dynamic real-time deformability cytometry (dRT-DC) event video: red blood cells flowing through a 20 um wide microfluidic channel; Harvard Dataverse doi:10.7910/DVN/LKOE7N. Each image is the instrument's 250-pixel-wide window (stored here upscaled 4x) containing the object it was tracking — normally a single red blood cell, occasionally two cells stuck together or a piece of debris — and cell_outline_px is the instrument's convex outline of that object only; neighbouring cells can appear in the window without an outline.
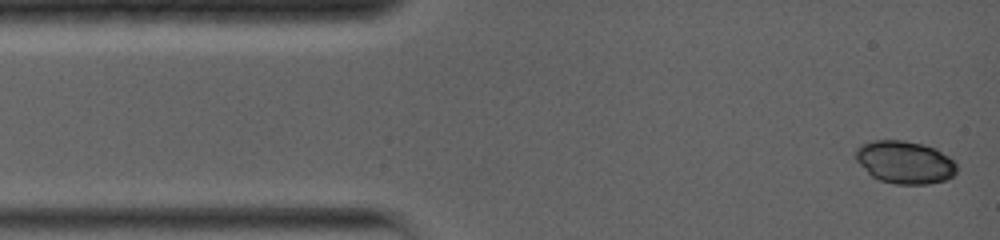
{"species": "common noctule bat (a hibernating species)", "species_latin": "Nyctalus noctula", "temperature_condition": "warm", "stored_images_in_passage": 6, "camera_frame_rate_fps": 5000, "um_per_image_px": 0.085, "animal": {"sex": "female", "body_mass_g": 19.0, "forearm_length_mm": 56.7}, "frame": {"image": 1, "passage_image": 1, "time_ms": 0.0, "image_size_px": [1000, 240], "cell_outline_px": [[956, 172], [952, 176], [944, 180], [928, 184], [896, 184], [880, 180], [872, 176], [856, 160], [852, 152], [860, 144], [876, 140], [904, 140], [924, 144], [936, 148], [948, 156], [956, 164]], "centroid_in_image_um": [76.88, 13.77], "position_along_channel_um": 8.1, "area_um2": 25.26}}
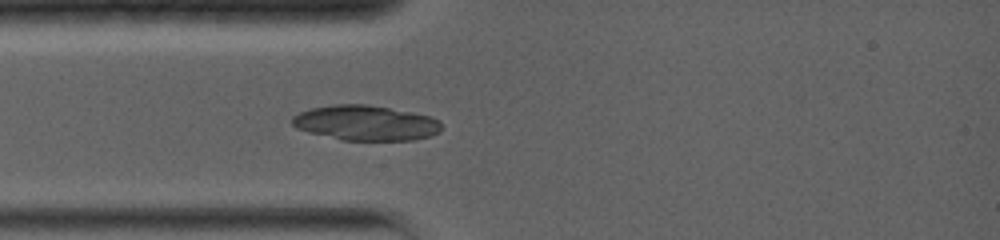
{"frame": {"image": 2, "passage_image": 6, "time_ms": 3.0, "image_size_px": [1000, 240], "cell_outline_px": [[440, 132], [432, 136], [412, 140], [340, 140], [308, 132], [296, 128], [292, 124], [292, 116], [300, 112], [312, 108], [332, 104], [368, 104], [428, 116], [440, 120]], "centroid_in_image_um": [31.06, 10.45], "position_along_channel_um": 53.9, "area_um2": 30.46}}